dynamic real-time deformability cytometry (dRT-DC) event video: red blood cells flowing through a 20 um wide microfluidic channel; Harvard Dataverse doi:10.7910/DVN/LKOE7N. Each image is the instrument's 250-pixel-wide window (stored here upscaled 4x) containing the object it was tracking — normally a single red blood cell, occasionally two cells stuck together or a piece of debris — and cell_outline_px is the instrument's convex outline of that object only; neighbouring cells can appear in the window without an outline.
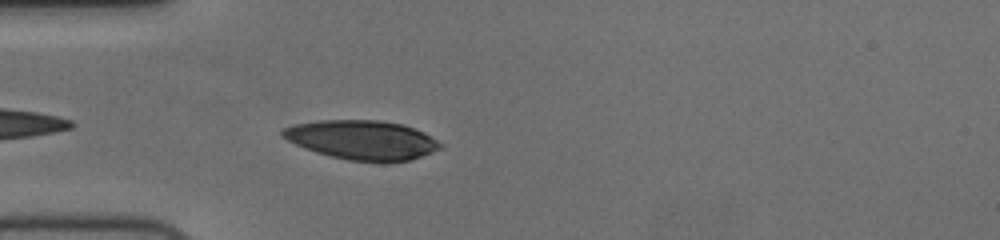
{"species": "human", "species_latin": "Homo sapiens", "temperature_condition": "cold", "stored_images_in_passage": 37, "camera_frame_rate_fps": 3000, "um_per_image_px": 0.085, "donor": {"sex": "female"}, "frame": {"image": 1, "passage_image": 2, "time_ms": 0.333, "image_size_px": [1000, 240], "cell_outline_px": [[444, 144], [440, 148], [432, 152], [408, 160], [348, 160], [316, 152], [304, 148], [280, 136], [280, 128], [296, 124], [320, 120], [380, 120], [404, 124], [424, 132]], "centroid_in_image_um": [30.75, 11.86], "position_along_channel_um": 54.3, "area_um2": 35.66}}
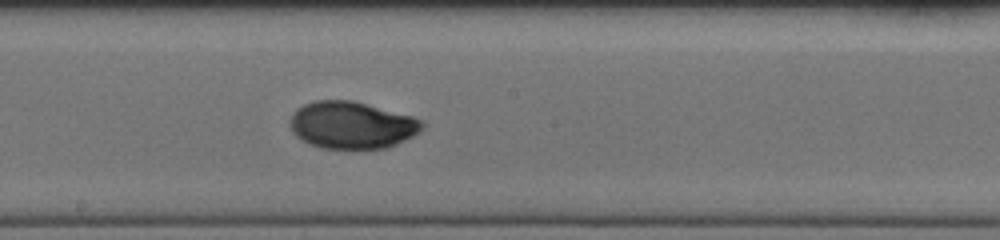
{"frame": {"image": 2, "passage_image": 16, "time_ms": 5.0, "image_size_px": [1000, 240], "cell_outline_px": [[424, 128], [420, 132], [388, 148], [324, 148], [312, 144], [296, 136], [292, 132], [288, 124], [292, 112], [296, 108], [304, 104], [316, 100], [352, 100], [412, 116], [424, 120]], "centroid_in_image_um": [29.9, 10.62], "position_along_channel_um": 218.3, "area_um2": 36.36}}
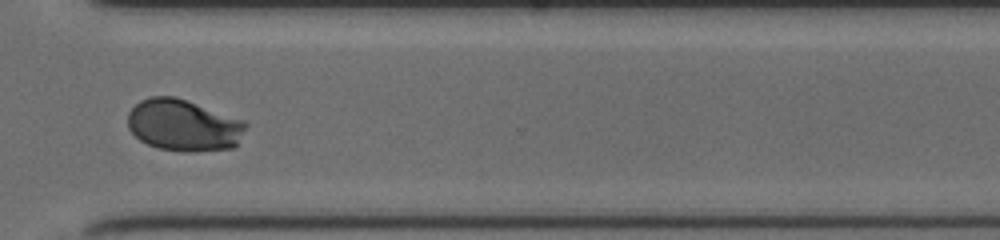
{"frame": {"image": 3, "passage_image": 27, "time_ms": 8.667, "image_size_px": [1000, 240], "cell_outline_px": [[248, 124], [236, 144], [232, 148], [192, 152], [184, 152], [156, 148], [140, 140], [128, 128], [128, 112], [140, 100], [152, 96], [172, 96], [244, 120]], "centroid_in_image_um": [15.58, 10.66], "position_along_channel_um": 355.0, "area_um2": 35.32}, "authors_computed_cell_mechanics": {"area_um2": 35.6048, "velocity_mm_per_s": 3.7152, "shape_relaxation_time_tau1_ms": 3.5124, "shape_relaxation_time_tau2_ms": null, "deformation_change_tau1": 0.1775, "deformation_change_tau2": null}}